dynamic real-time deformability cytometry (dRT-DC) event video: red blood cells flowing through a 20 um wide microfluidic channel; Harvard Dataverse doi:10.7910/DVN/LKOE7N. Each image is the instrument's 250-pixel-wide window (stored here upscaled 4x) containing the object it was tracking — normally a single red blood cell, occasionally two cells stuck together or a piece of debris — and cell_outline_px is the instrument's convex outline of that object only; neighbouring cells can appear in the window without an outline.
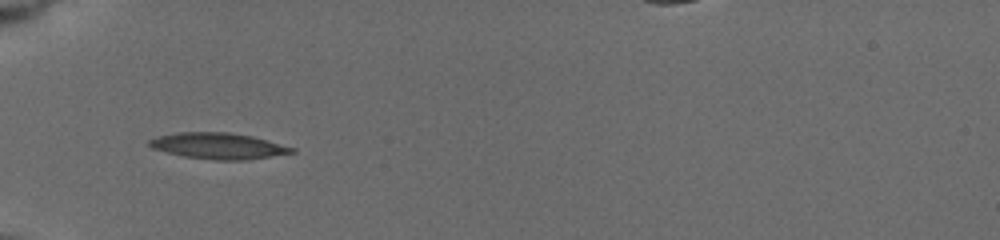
{"species": "common noctule bat (a hibernating species)", "species_latin": "Nyctalus noctula", "temperature_condition": "cold", "stored_images_in_passage": 11, "camera_frame_rate_fps": 3000, "um_per_image_px": 0.085, "animal": {"sex": "female", "body_mass_g": 19.5, "forearm_length_mm": 54.1}, "frame": {"image": 1, "passage_image": 1, "time_ms": 0.0, "image_size_px": [1000, 240], "cell_outline_px": [[296, 152], [244, 160], [216, 160], [184, 156], [152, 148], [148, 144], [148, 140], [160, 136], [180, 132], [228, 132], [252, 136], [296, 148]], "centroid_in_image_um": [18.58, 12.4], "position_along_channel_um": 66.4, "area_um2": 21.39}}
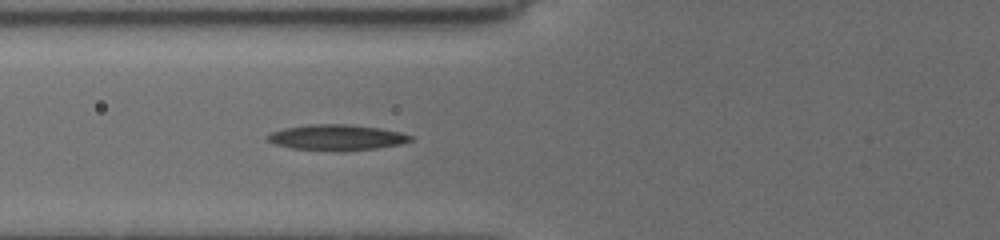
{"frame": {"image": 2, "passage_image": 8, "time_ms": 1.0, "image_size_px": [1000, 240], "cell_outline_px": [[416, 140], [400, 144], [376, 148], [292, 148], [276, 144], [264, 140], [264, 136], [272, 132], [284, 128], [308, 124], [348, 124], [380, 128], [400, 132], [416, 136]], "centroid_in_image_um": [28.65, 11.63], "position_along_channel_um": 97.2, "area_um2": 20.63}}